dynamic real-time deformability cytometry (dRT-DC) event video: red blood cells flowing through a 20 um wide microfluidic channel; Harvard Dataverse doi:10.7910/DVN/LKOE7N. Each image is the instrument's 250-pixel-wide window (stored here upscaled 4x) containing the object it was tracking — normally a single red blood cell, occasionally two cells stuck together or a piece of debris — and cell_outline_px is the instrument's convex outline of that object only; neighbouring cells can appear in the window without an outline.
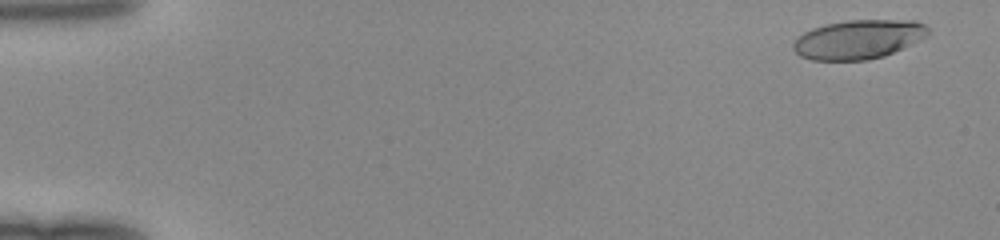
{"species": "human", "species_latin": "Homo sapiens", "temperature_condition": "room temperature", "stored_images_in_passage": 50, "camera_frame_rate_fps": 3000, "um_per_image_px": 0.085, "donor": {"sex": "female"}, "frame": {"image": 1, "passage_image": 3, "time_ms": 0.667, "image_size_px": [1000, 240], "cell_outline_px": [[928, 36], [884, 56], [868, 60], [812, 60], [800, 56], [792, 48], [792, 44], [804, 32], [812, 28], [828, 24], [848, 20], [916, 20], [924, 24], [928, 28]], "centroid_in_image_um": [72.97, 3.34], "position_along_channel_um": 12.0, "area_um2": 30.58}}
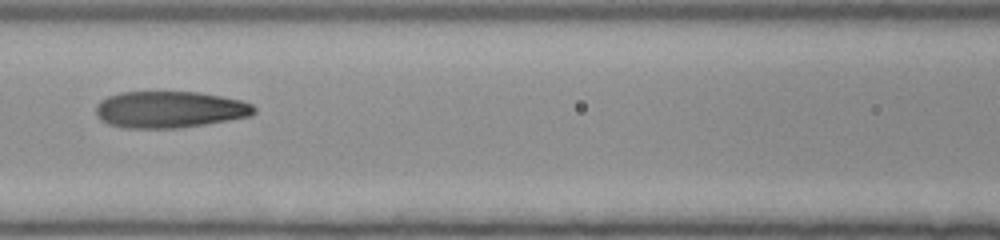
{"frame": {"image": 2, "passage_image": 24, "time_ms": 7.667, "image_size_px": [1000, 240], "cell_outline_px": [[256, 112], [252, 116], [180, 128], [124, 128], [108, 124], [100, 120], [96, 116], [96, 104], [100, 100], [108, 96], [120, 92], [200, 92], [240, 100], [252, 104], [256, 108]], "centroid_in_image_um": [14.4, 9.31], "position_along_channel_um": 152.2, "area_um2": 33.99}}
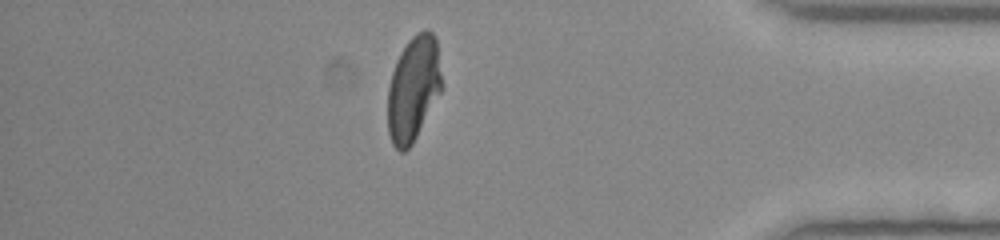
{"frame": {"image": 3, "passage_image": 44, "time_ms": 14.333, "image_size_px": [1000, 240], "cell_outline_px": [[440, 92], [412, 144], [404, 152], [400, 152], [392, 144], [388, 132], [388, 88], [392, 72], [396, 60], [400, 52], [408, 40], [416, 32], [424, 28], [428, 28], [436, 36], [440, 72]], "centroid_in_image_um": [35.11, 7.5], "position_along_channel_um": 400.1, "area_um2": 32.83}}